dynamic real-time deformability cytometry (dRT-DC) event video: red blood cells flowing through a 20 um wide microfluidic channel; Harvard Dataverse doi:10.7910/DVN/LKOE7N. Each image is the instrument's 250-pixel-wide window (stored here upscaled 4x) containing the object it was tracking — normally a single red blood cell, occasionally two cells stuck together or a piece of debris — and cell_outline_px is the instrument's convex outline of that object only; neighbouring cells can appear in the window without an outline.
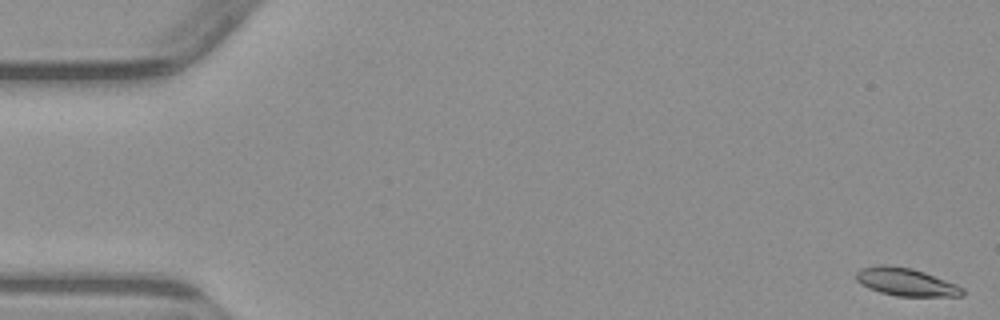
{"species": "common noctule bat (a hibernating species)", "species_latin": "Nyctalus noctula", "temperature_condition": "warm", "stored_images_in_passage": 5, "camera_frame_rate_fps": 3000, "um_per_image_px": 0.085, "animal": {"sex": "male", "body_mass_g": 23.1, "forearm_length_mm": 52.7}, "frame": {"image": 1, "passage_image": 1, "time_ms": 0.0, "image_size_px": [1000, 320], "cell_outline_px": [[964, 296], [896, 296], [880, 292], [868, 288], [860, 284], [856, 280], [856, 272], [860, 268], [880, 264], [884, 264], [912, 268], [924, 272], [956, 284], [964, 288]], "centroid_in_image_um": [76.98, 23.96], "position_along_channel_um": 8.0, "area_um2": 17.34}}
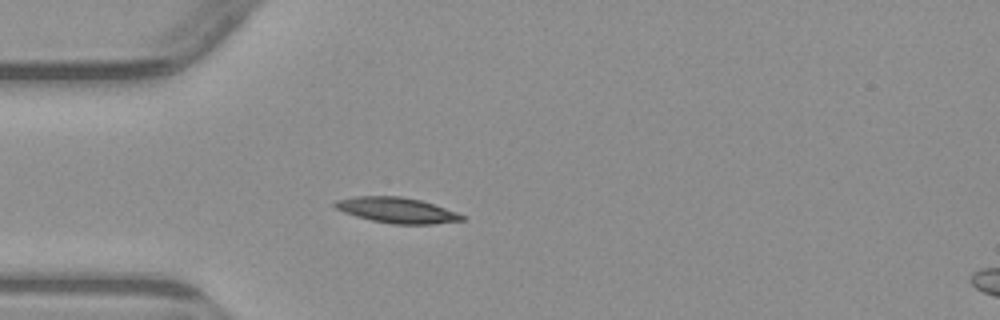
{"frame": {"image": 2, "passage_image": 5, "time_ms": 4.667, "image_size_px": [1000, 320], "cell_outline_px": [[464, 220], [432, 224], [392, 224], [372, 220], [356, 216], [344, 212], [336, 208], [332, 204], [336, 200], [356, 196], [400, 196], [420, 200], [456, 212], [464, 216]], "centroid_in_image_um": [33.7, 17.86], "position_along_channel_um": 51.3, "area_um2": 18.67}}